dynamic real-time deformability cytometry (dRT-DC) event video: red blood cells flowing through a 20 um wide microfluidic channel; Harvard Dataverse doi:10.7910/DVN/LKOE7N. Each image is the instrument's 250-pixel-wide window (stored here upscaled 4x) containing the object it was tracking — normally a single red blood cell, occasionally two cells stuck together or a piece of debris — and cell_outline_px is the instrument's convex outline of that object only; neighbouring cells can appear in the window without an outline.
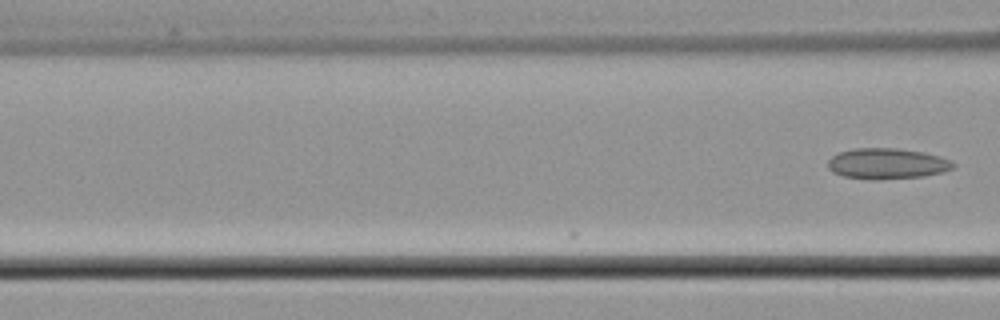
{"species": "common noctule bat (a hibernating species)", "species_latin": "Nyctalus noctula", "temperature_condition": "cold", "stored_images_in_passage": 16, "camera_frame_rate_fps": 3000, "um_per_image_px": 0.085, "animal": {"sex": "male", "body_mass_g": 21.5, "forearm_length_mm": 52.0}, "frame": {"image": 1, "passage_image": 16, "time_ms": 5.0, "image_size_px": [1000, 320], "cell_outline_px": [[956, 164], [952, 168], [944, 172], [924, 176], [872, 180], [844, 176], [832, 172], [828, 168], [828, 160], [832, 156], [840, 152], [852, 148], [896, 148], [924, 152], [940, 156], [952, 160]], "centroid_in_image_um": [75.41, 13.9], "position_along_channel_um": 91.2, "area_um2": 22.6}}